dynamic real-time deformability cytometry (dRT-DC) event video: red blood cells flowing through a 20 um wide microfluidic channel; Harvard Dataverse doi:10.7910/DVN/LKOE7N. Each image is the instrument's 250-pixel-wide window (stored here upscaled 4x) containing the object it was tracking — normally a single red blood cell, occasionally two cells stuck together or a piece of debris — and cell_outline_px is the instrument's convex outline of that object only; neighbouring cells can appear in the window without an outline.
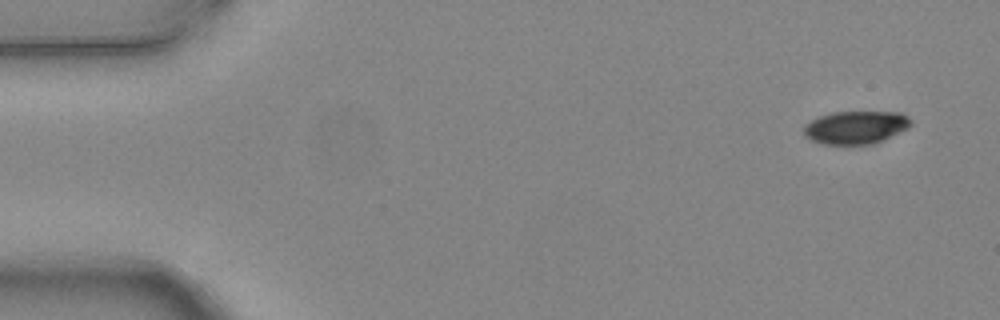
{"species": "common noctule bat (a hibernating species)", "species_latin": "Nyctalus noctula", "temperature_condition": "warm", "stored_images_in_passage": 7, "camera_frame_rate_fps": 3000, "um_per_image_px": 0.085, "animal": {"sex": "female", "body_mass_g": 24.6, "forearm_length_mm": 56.2}, "frame": {"image": 1, "passage_image": 1, "time_ms": 0.0, "image_size_px": [1000, 320], "cell_outline_px": [[912, 124], [908, 128], [872, 144], [824, 144], [812, 140], [804, 136], [804, 124], [820, 116], [832, 112], [900, 112], [908, 116], [912, 120]], "centroid_in_image_um": [72.74, 10.82], "position_along_channel_um": 12.3, "area_um2": 20.46}}
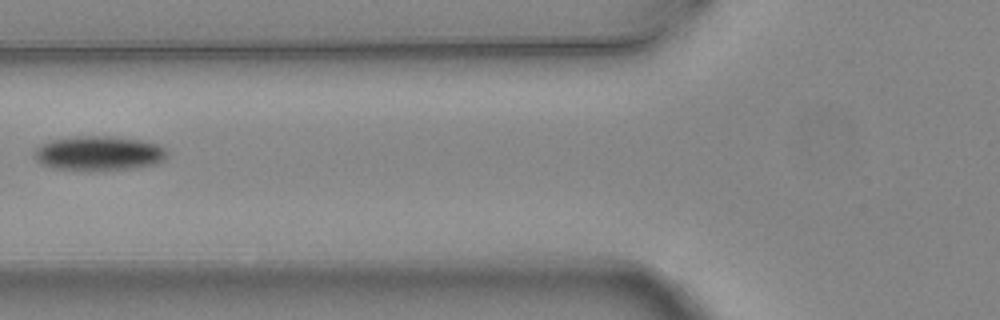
{"frame": {"image": 2, "passage_image": 6, "time_ms": 1.667, "image_size_px": [1000, 320], "cell_outline_px": [[168, 156], [164, 160], [156, 164], [128, 168], [52, 168], [40, 164], [32, 156], [32, 152], [40, 144], [52, 140], [76, 136], [112, 136], [140, 140], [160, 144], [168, 152]], "centroid_in_image_um": [8.39, 12.99], "position_along_channel_um": 117.4, "area_um2": 26.24}}
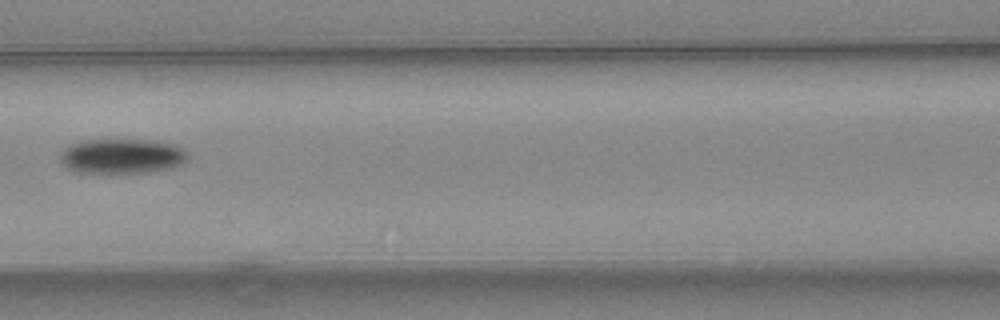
{"frame": {"image": 3, "passage_image": 7, "time_ms": 2.0, "image_size_px": [1000, 320], "cell_outline_px": [[188, 160], [172, 168], [148, 172], [80, 172], [68, 168], [60, 160], [60, 152], [64, 148], [72, 144], [84, 140], [156, 140], [176, 144], [184, 148], [188, 152]], "centroid_in_image_um": [10.43, 13.25], "position_along_channel_um": 156.2, "area_um2": 25.95}}